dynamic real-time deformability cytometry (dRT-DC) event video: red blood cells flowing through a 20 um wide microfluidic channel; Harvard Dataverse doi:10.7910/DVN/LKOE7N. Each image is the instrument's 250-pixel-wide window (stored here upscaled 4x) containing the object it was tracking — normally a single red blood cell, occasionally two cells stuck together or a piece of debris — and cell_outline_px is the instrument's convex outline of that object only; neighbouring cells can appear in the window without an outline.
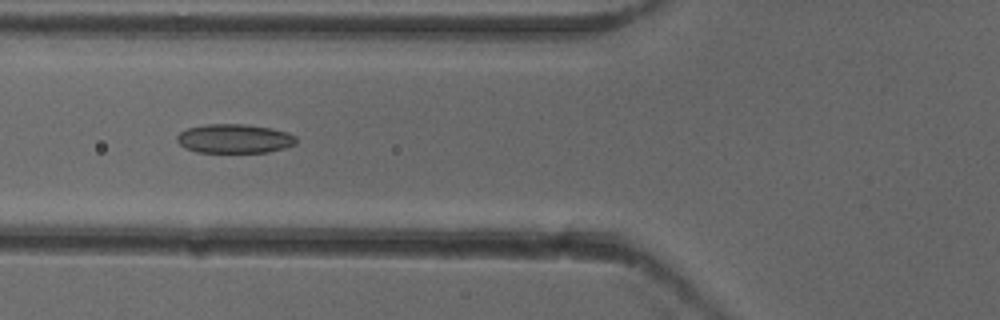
{"species": "common noctule bat (a hibernating species)", "species_latin": "Nyctalus noctula", "temperature_condition": "cold", "stored_images_in_passage": 51, "camera_frame_rate_fps": 3000, "um_per_image_px": 0.085, "animal": {"sex": "female"}, "frame": {"image": 1, "passage_image": 19, "time_ms": 6.0, "image_size_px": [1000, 320], "cell_outline_px": [[296, 144], [284, 148], [268, 152], [196, 152], [184, 148], [176, 140], [176, 136], [180, 132], [188, 128], [208, 124], [244, 124], [272, 128], [288, 132], [296, 136]], "centroid_in_image_um": [19.93, 11.78], "position_along_channel_um": 105.9, "area_um2": 20.29}}
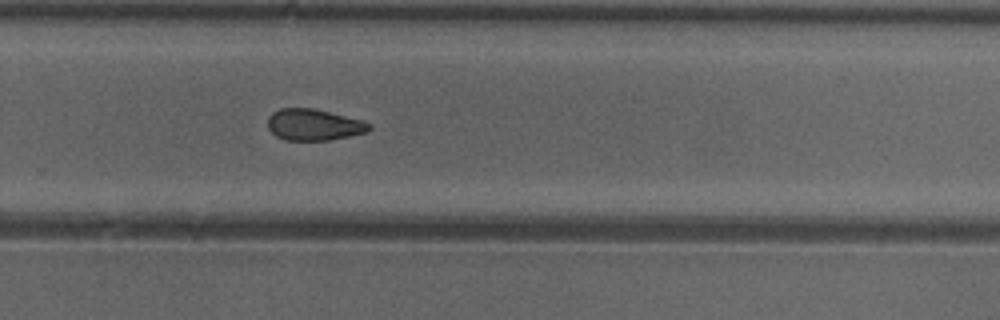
{"frame": {"image": 2, "passage_image": 34, "time_ms": 11.0, "image_size_px": [1000, 320], "cell_outline_px": [[372, 128], [368, 132], [328, 140], [288, 140], [276, 136], [268, 128], [268, 116], [272, 112], [280, 108], [312, 108], [364, 120], [372, 124]], "centroid_in_image_um": [26.7, 10.59], "position_along_channel_um": 303.1, "area_um2": 18.61}}
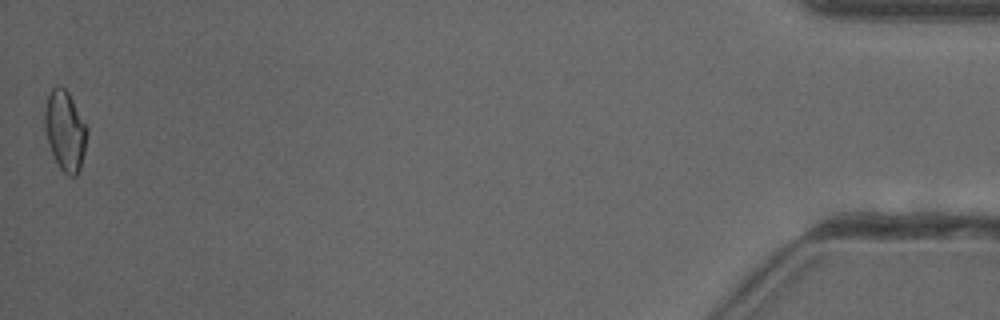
{"frame": {"image": 3, "passage_image": 51, "time_ms": 16.667, "image_size_px": [1000, 320], "cell_outline_px": [[88, 132], [84, 152], [80, 168], [76, 176], [68, 176], [60, 168], [48, 144], [44, 124], [44, 108], [48, 96], [52, 88], [56, 84], [60, 84], [68, 92], [88, 128]], "centroid_in_image_um": [5.53, 11.08], "position_along_channel_um": 429.7, "area_um2": 19.71}, "authors_computed_cell_mechanics": {"area_um2": 19.4786, "velocity_mm_per_s": 3.9508, "shape_relaxation_time_tau1_ms": null, "shape_relaxation_time_tau2_ms": 4.5798, "deformation_change_tau1": null, "deformation_change_tau2": 0.0932}}